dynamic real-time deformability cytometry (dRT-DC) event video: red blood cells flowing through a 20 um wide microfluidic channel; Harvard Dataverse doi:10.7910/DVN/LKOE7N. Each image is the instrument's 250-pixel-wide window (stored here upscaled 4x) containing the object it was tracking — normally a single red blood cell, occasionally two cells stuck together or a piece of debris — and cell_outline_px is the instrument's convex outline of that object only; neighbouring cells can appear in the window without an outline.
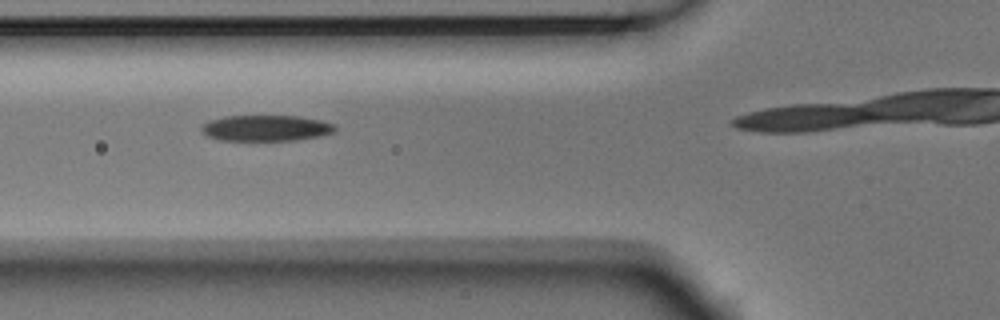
{"species": "Egyptian fruit bat (a non-hibernating species)", "species_latin": "Rousettus aegyptiacus", "temperature_condition": "room temperature", "stored_images_in_passage": 8, "camera_frame_rate_fps": 3000, "um_per_image_px": 0.085, "animal": {"sex": "male"}, "frame": {"image": 1, "passage_image": 2, "time_ms": 0.333, "image_size_px": [1000, 320], "cell_outline_px": [[336, 132], [320, 136], [296, 140], [220, 140], [208, 136], [200, 128], [208, 120], [224, 116], [300, 116], [320, 120], [336, 124]], "centroid_in_image_um": [22.65, 10.88], "position_along_channel_um": 103.1, "area_um2": 20.23}}
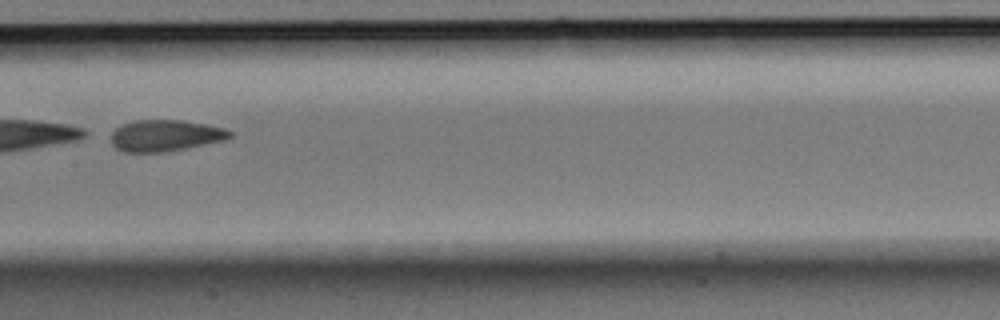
{"frame": {"image": 2, "passage_image": 6, "time_ms": 1.667, "image_size_px": [1000, 320], "cell_outline_px": [[232, 136], [224, 140], [164, 152], [124, 152], [116, 148], [112, 144], [112, 132], [116, 128], [124, 124], [136, 120], [184, 120], [224, 128], [232, 132]], "centroid_in_image_um": [14.04, 11.52], "position_along_channel_um": 193.4, "area_um2": 21.5}}
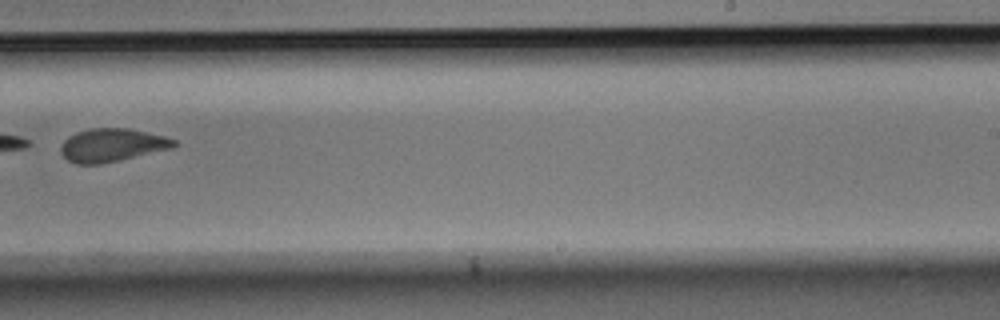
{"frame": {"image": 3, "passage_image": 8, "time_ms": 2.333, "image_size_px": [1000, 320], "cell_outline_px": [[176, 144], [172, 148], [120, 160], [100, 164], [76, 164], [68, 160], [60, 152], [60, 148], [64, 140], [68, 136], [76, 132], [88, 128], [128, 128], [164, 136], [176, 140]], "centroid_in_image_um": [9.49, 12.33], "position_along_channel_um": 279.5, "area_um2": 21.85}}